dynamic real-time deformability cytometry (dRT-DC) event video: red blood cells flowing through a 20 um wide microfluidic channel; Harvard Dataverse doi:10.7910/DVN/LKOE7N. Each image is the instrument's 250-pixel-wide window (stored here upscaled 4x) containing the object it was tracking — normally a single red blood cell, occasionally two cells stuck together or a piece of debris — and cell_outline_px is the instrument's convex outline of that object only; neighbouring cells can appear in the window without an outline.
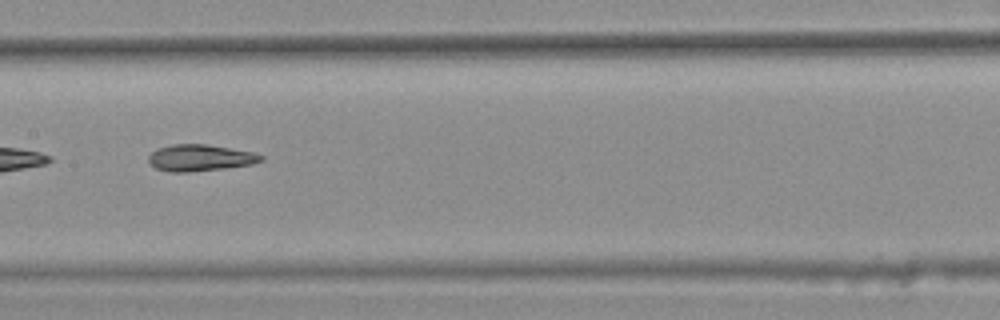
{"species": "common noctule bat (a hibernating species)", "species_latin": "Nyctalus noctula", "temperature_condition": "warm", "stored_images_in_passage": 9, "camera_frame_rate_fps": 3000, "um_per_image_px": 0.085, "animal": {"sex": "female", "body_mass_g": 25.1}, "frame": {"image": 1, "passage_image": 7, "time_ms": 2.0, "image_size_px": [1000, 320], "cell_outline_px": [[264, 160], [252, 164], [224, 168], [188, 172], [168, 172], [156, 168], [148, 160], [148, 156], [156, 148], [172, 144], [208, 144], [256, 152], [264, 156]], "centroid_in_image_um": [17.03, 13.4], "position_along_channel_um": 190.4, "area_um2": 17.57}}
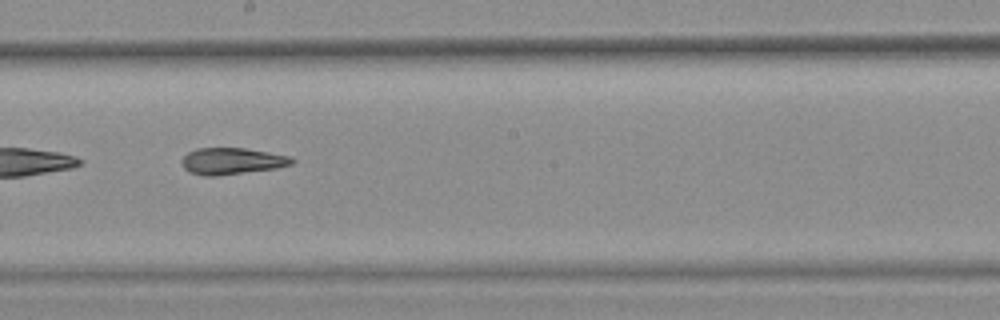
{"frame": {"image": 2, "passage_image": 8, "time_ms": 2.333, "image_size_px": [1000, 320], "cell_outline_px": [[296, 160], [292, 164], [276, 168], [216, 176], [208, 176], [192, 172], [184, 168], [180, 160], [188, 152], [196, 148], [244, 148], [292, 156]], "centroid_in_image_um": [19.73, 13.68], "position_along_channel_um": 228.5, "area_um2": 16.99}}
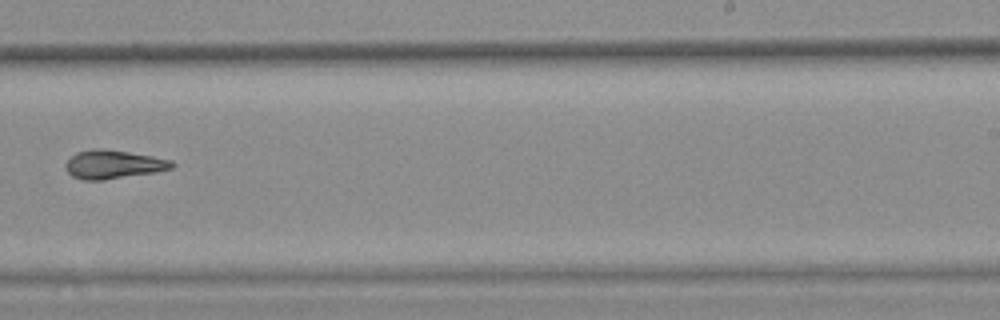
{"frame": {"image": 3, "passage_image": 9, "time_ms": 2.667, "image_size_px": [1000, 320], "cell_outline_px": [[176, 164], [172, 168], [156, 172], [104, 180], [84, 180], [72, 176], [68, 172], [64, 164], [76, 152], [96, 148], [104, 148], [152, 156], [172, 160]], "centroid_in_image_um": [9.64, 13.97], "position_along_channel_um": 279.4, "area_um2": 17.74}}